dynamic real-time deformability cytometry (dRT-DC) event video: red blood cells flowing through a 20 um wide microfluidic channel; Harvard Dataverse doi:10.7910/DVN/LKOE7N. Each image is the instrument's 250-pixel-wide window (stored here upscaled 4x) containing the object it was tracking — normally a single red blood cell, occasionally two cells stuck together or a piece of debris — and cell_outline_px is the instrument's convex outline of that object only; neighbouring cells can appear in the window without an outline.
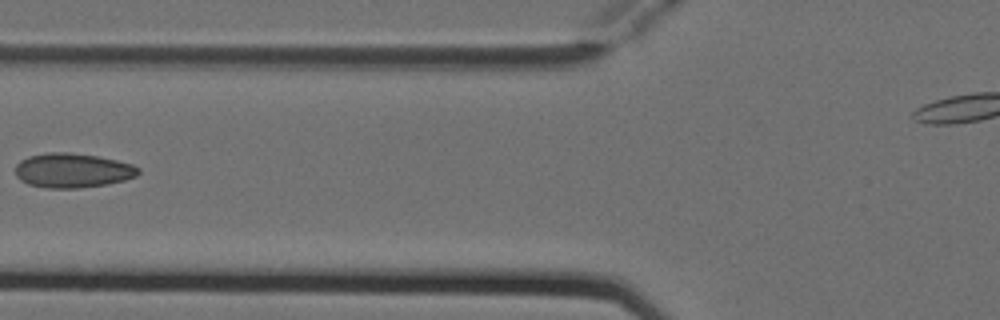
{"species": "Egyptian fruit bat (a non-hibernating species)", "species_latin": "Rousettus aegyptiacus", "temperature_condition": "cold", "stored_images_in_passage": 6, "camera_frame_rate_fps": 3000, "um_per_image_px": 0.085, "animal": {"sex": "female"}, "frame": {"image": 1, "passage_image": 5, "time_ms": 1.333, "image_size_px": [1000, 320], "cell_outline_px": [[140, 172], [136, 176], [124, 180], [108, 184], [80, 188], [48, 188], [28, 184], [20, 180], [16, 176], [16, 164], [20, 160], [28, 156], [48, 152], [68, 152], [96, 156], [116, 160], [132, 164], [140, 168]], "centroid_in_image_um": [6.16, 14.49], "position_along_channel_um": 119.6, "area_um2": 24.8}}
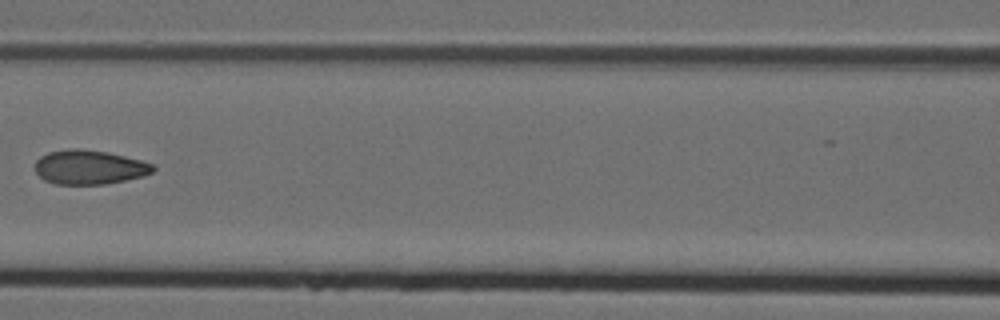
{"frame": {"image": 2, "passage_image": 6, "time_ms": 1.667, "image_size_px": [1000, 320], "cell_outline_px": [[156, 168], [152, 172], [144, 176], [104, 184], [56, 184], [44, 180], [36, 172], [36, 160], [40, 156], [48, 152], [72, 148], [80, 148], [108, 152], [140, 160], [152, 164]], "centroid_in_image_um": [7.58, 14.2], "position_along_channel_um": 159.0, "area_um2": 23.47}}